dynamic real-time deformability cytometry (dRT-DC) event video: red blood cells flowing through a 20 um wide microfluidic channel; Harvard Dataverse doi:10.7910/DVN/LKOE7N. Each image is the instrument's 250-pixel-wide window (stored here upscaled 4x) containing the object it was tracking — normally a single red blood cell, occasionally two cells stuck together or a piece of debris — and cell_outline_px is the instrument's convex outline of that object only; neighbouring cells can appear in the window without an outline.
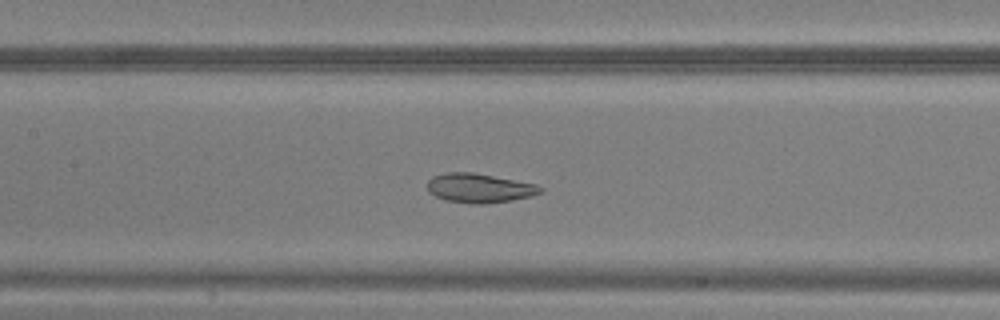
{"species": "common noctule bat (a hibernating species)", "species_latin": "Nyctalus noctula", "temperature_condition": "warm", "stored_images_in_passage": 46, "segment_of_instrument_passage": [1, 2], "camera_frame_rate_fps": 3000, "um_per_image_px": 0.085, "animal": {"sex": "male", "body_mass_g": 20.5, "forearm_length_mm": 52.5}, "frame": {"image": 1, "passage_image": 19, "time_ms": 6.0, "image_size_px": [1000, 320], "cell_outline_px": [[544, 192], [532, 196], [512, 200], [484, 204], [472, 204], [448, 200], [436, 196], [428, 192], [428, 180], [432, 176], [444, 172], [472, 172], [536, 184], [544, 188]], "centroid_in_image_um": [40.76, 15.98], "position_along_channel_um": 166.6, "area_um2": 19.31}}
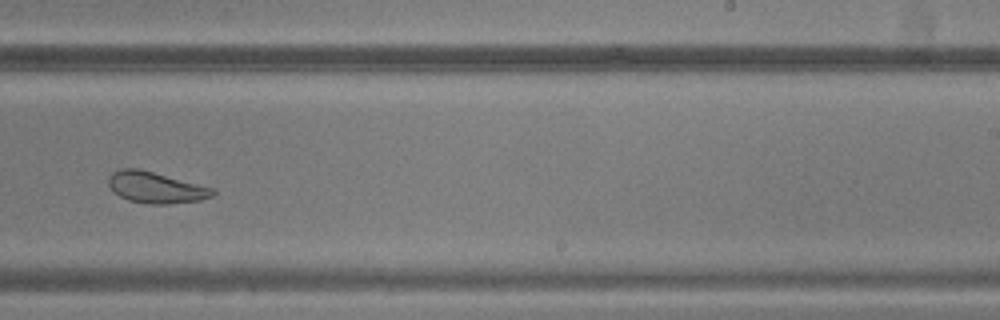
{"frame": {"image": 2, "passage_image": 27, "time_ms": 8.667, "image_size_px": [1000, 320], "cell_outline_px": [[216, 192], [212, 196], [200, 200], [168, 204], [148, 204], [128, 200], [112, 192], [108, 184], [108, 176], [112, 172], [120, 168], [140, 168], [216, 188]], "centroid_in_image_um": [13.24, 15.92], "position_along_channel_um": 275.8, "area_um2": 19.36}}
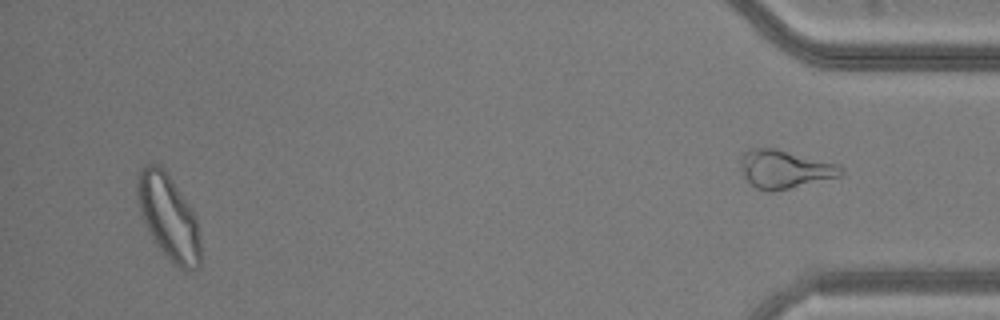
{"frame": {"image": 3, "passage_image": 43, "time_ms": 14.0, "image_size_px": [1000, 320], "cell_outline_px": [[200, 264], [192, 272], [184, 272], [172, 264], [156, 244], [148, 232], [140, 212], [136, 192], [136, 176], [140, 168], [144, 164], [152, 160], [160, 164], [164, 168], [196, 216], [200, 240]], "centroid_in_image_um": [14.3, 18.44], "position_along_channel_um": 420.9, "area_um2": 31.96}}